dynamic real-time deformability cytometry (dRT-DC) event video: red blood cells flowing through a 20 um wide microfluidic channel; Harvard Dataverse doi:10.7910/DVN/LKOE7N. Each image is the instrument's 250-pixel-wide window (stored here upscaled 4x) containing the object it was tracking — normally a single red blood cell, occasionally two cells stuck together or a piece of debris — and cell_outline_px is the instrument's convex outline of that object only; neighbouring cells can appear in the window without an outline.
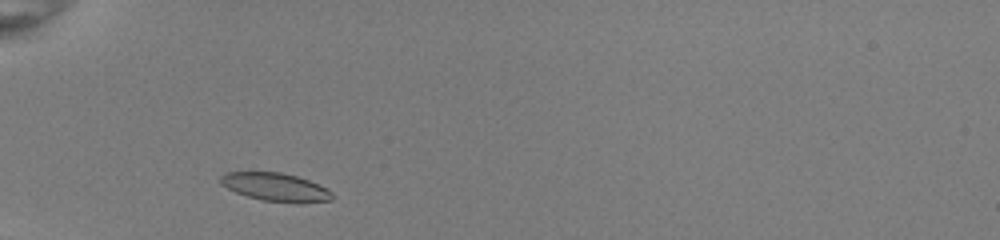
{"species": "common noctule bat (a hibernating species)", "species_latin": "Nyctalus noctula", "temperature_condition": "room temperature", "stored_images_in_passage": 32, "camera_frame_rate_fps": 3000, "um_per_image_px": 0.085, "animal": {"sex": "female", "body_mass_g": 22.0, "forearm_length_mm": 56.7}, "frame": {"image": 1, "passage_image": 3, "time_ms": 0.667, "image_size_px": [1000, 240], "cell_outline_px": [[332, 200], [300, 204], [296, 204], [260, 200], [236, 192], [220, 184], [220, 176], [224, 172], [280, 172], [296, 176], [308, 180], [328, 188], [332, 192]], "centroid_in_image_um": [23.44, 15.92], "position_along_channel_um": 61.6, "area_um2": 18.61}}
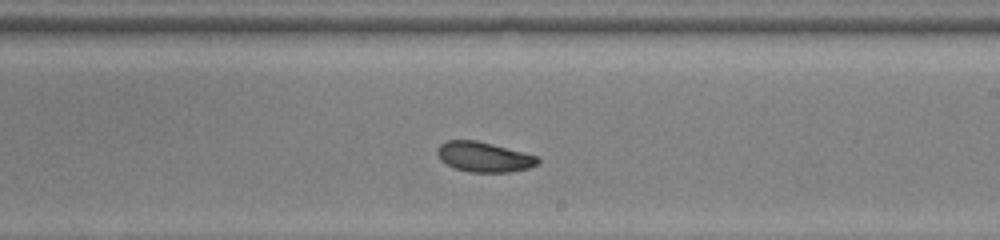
{"frame": {"image": 2, "passage_image": 18, "time_ms": 5.667, "image_size_px": [1000, 240], "cell_outline_px": [[540, 164], [528, 168], [508, 172], [468, 172], [456, 168], [440, 160], [436, 152], [436, 148], [440, 144], [448, 140], [476, 140], [540, 156]], "centroid_in_image_um": [41.16, 13.33], "position_along_channel_um": 247.8, "area_um2": 17.69}}
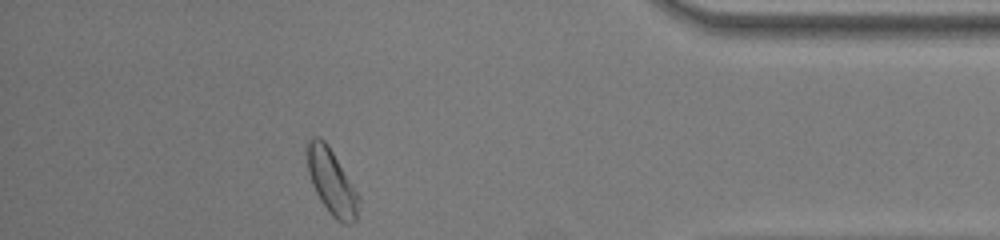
{"frame": {"image": 3, "passage_image": 32, "time_ms": 10.333, "image_size_px": [1000, 240], "cell_outline_px": [[360, 204], [356, 220], [348, 224], [344, 224], [336, 220], [328, 212], [320, 200], [312, 184], [308, 172], [304, 148], [308, 140], [312, 136], [320, 136], [328, 144], [360, 196]], "centroid_in_image_um": [28.17, 15.43], "position_along_channel_um": 407.0, "area_um2": 20.11}, "authors_computed_cell_mechanics": {"area_um2": 18.207, "velocity_mm_per_s": 3.9871, "shape_relaxation_time_tau1_ms": 2.5829, "shape_relaxation_time_tau2_ms": 2.406, "deformation_change_tau1": 0.1185, "deformation_change_tau2": 0.0762}}